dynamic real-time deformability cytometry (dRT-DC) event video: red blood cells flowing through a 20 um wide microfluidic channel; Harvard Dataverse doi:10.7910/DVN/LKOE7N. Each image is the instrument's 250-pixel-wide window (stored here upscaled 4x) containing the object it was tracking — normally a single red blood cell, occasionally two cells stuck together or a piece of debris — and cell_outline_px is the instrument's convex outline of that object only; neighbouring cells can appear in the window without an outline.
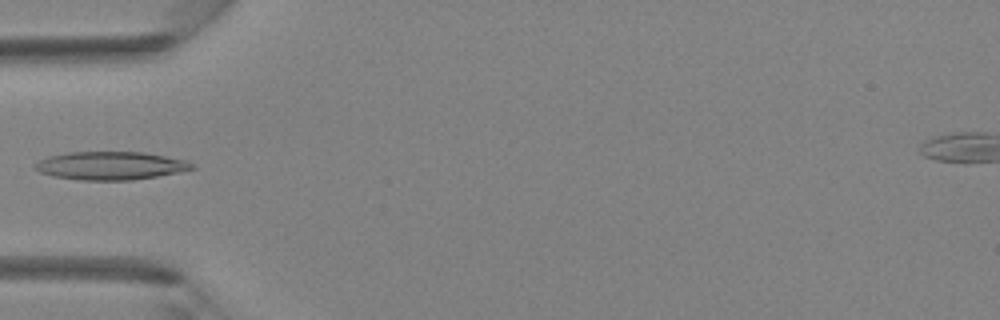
{"species": "Egyptian fruit bat (a non-hibernating species)", "species_latin": "Rousettus aegyptiacus", "temperature_condition": "room temperature", "stored_images_in_passage": 4, "camera_frame_rate_fps": 3000, "um_per_image_px": 0.085, "animal": {"sex": "female"}, "frame": {"image": 1, "passage_image": 4, "time_ms": 3.333, "image_size_px": [1000, 320], "cell_outline_px": [[196, 168], [180, 172], [132, 180], [80, 180], [52, 176], [40, 172], [32, 164], [48, 156], [68, 152], [144, 152], [184, 160], [192, 164]], "centroid_in_image_um": [9.37, 14.08], "position_along_channel_um": 75.6, "area_um2": 25.66}}